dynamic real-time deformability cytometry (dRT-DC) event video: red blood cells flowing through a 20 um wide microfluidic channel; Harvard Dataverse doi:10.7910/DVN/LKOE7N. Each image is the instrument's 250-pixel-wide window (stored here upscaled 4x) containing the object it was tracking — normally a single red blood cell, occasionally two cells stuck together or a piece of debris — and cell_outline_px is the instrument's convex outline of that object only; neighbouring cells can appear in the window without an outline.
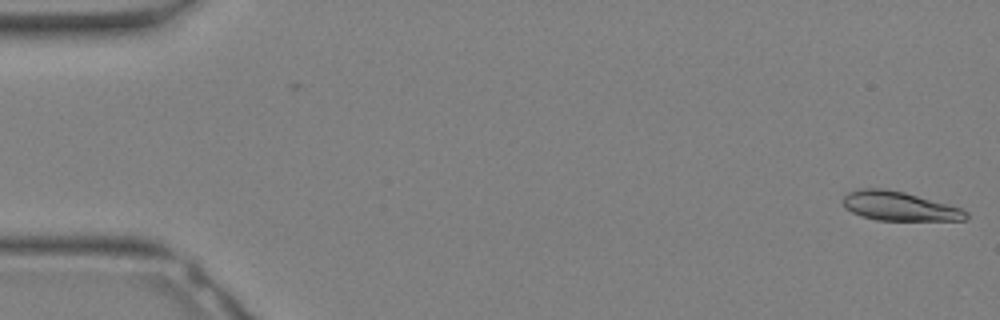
{"species": "Egyptian fruit bat (a non-hibernating species)", "species_latin": "Rousettus aegyptiacus", "temperature_condition": "warm", "stored_images_in_passage": 2, "camera_frame_rate_fps": 3000, "um_per_image_px": 0.085, "animal": {"sex": "female"}, "frame": {"image": 1, "passage_image": 2, "time_ms": 0.333, "image_size_px": [1000, 320], "cell_outline_px": [[968, 220], [876, 220], [860, 216], [844, 208], [844, 196], [848, 192], [860, 188], [884, 188], [904, 192], [960, 208], [968, 212]], "centroid_in_image_um": [76.41, 17.53], "position_along_channel_um": 8.6, "area_um2": 20.75}}